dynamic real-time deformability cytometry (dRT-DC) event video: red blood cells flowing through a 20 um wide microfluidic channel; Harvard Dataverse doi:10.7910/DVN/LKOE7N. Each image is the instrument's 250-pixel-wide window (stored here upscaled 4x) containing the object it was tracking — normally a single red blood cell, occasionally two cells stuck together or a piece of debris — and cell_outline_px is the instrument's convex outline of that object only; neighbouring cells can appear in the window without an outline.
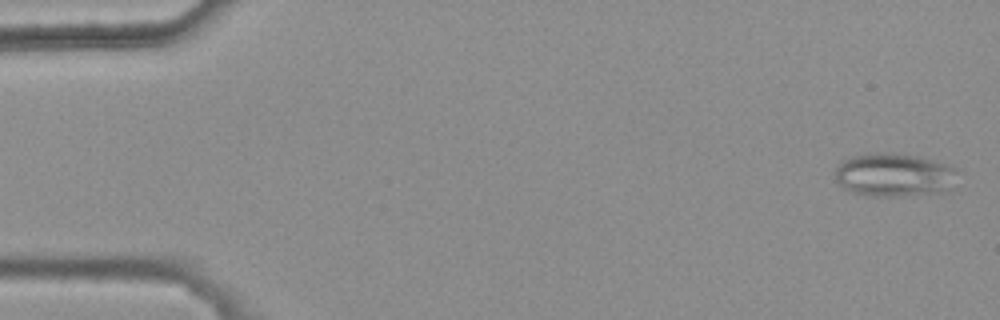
{"species": "common noctule bat (a hibernating species)", "species_latin": "Nyctalus noctula", "temperature_condition": "warm", "stored_images_in_passage": 4, "camera_frame_rate_fps": 3000, "um_per_image_px": 0.085, "animal": {"sex": "female", "body_mass_g": 25.1}, "frame": {"image": 1, "passage_image": 1, "time_ms": 0.0, "image_size_px": [1000, 320], "cell_outline_px": [[960, 168], [952, 188], [944, 192], [904, 196], [872, 196], [852, 192], [844, 188], [836, 180], [836, 168], [844, 160], [852, 156], [872, 152], [884, 152], [920, 156]], "centroid_in_image_um": [76.07, 14.86], "position_along_channel_um": 8.9, "area_um2": 31.39}}